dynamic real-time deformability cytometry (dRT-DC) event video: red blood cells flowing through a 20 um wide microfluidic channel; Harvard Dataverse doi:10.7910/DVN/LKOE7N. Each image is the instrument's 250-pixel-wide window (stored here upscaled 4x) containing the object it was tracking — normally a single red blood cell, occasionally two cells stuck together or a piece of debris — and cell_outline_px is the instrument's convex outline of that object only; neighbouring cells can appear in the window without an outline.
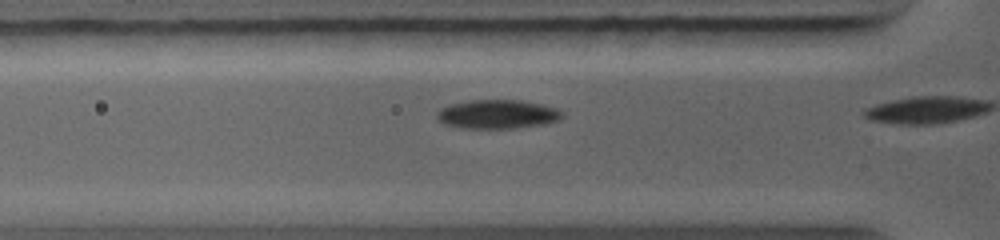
{"species": "common noctule bat (a hibernating species)", "species_latin": "Nyctalus noctula", "temperature_condition": "warm", "stored_images_in_passage": 4, "camera_frame_rate_fps": 5000, "um_per_image_px": 0.085, "animal": {"sex": "female", "body_mass_g": 19.0, "forearm_length_mm": 56.7}, "frame": {"image": 1, "passage_image": 3, "time_ms": 1.0, "image_size_px": [1000, 240], "cell_outline_px": [[564, 116], [560, 120], [548, 124], [516, 128], [460, 128], [444, 124], [436, 120], [436, 112], [440, 108], [448, 104], [468, 100], [520, 100], [540, 104], [556, 108], [564, 112]], "centroid_in_image_um": [42.27, 9.71], "position_along_channel_um": 83.5, "area_um2": 21.56}}